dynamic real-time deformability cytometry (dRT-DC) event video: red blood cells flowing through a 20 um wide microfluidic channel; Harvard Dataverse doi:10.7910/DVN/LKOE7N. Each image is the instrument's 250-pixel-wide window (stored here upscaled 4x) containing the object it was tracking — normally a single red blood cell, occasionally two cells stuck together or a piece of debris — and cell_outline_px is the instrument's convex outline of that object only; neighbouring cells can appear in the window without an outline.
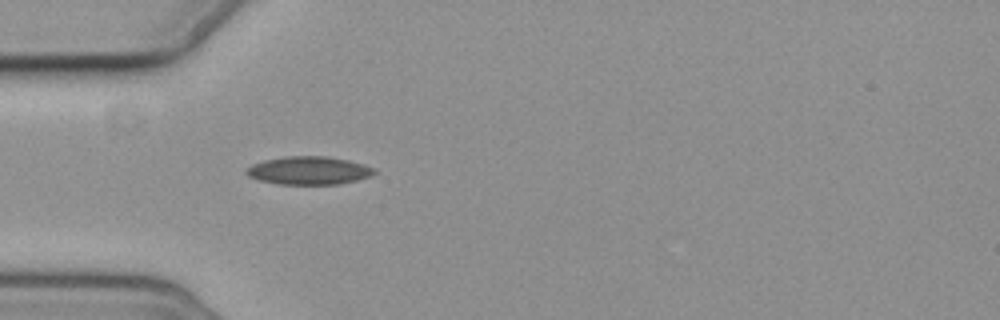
{"species": "common noctule bat (a hibernating species)", "species_latin": "Nyctalus noctula", "temperature_condition": "cold", "stored_images_in_passage": 1, "camera_frame_rate_fps": 3000, "um_per_image_px": 0.085, "animal": {"sex": "female", "body_mass_g": 19.3, "forearm_length_mm": 54.1}, "frame": {"image": 1, "passage_image": 1, "time_ms": 0.0, "image_size_px": [1000, 320], "cell_outline_px": [[376, 172], [372, 176], [340, 184], [280, 184], [260, 180], [248, 176], [244, 172], [252, 164], [264, 160], [284, 156], [324, 156], [348, 160], [364, 164], [376, 168]], "centroid_in_image_um": [26.27, 14.49], "position_along_channel_um": 58.7, "area_um2": 20.98}}